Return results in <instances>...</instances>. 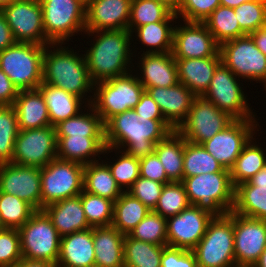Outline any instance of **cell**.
Masks as SVG:
<instances>
[{
  "label": "cell",
  "mask_w": 266,
  "mask_h": 267,
  "mask_svg": "<svg viewBox=\"0 0 266 267\" xmlns=\"http://www.w3.org/2000/svg\"><path fill=\"white\" fill-rule=\"evenodd\" d=\"M254 136L243 147L242 152L229 170L234 187L248 181L266 164V149L254 142ZM265 151V152H264Z\"/></svg>",
  "instance_id": "d590c367"
},
{
  "label": "cell",
  "mask_w": 266,
  "mask_h": 267,
  "mask_svg": "<svg viewBox=\"0 0 266 267\" xmlns=\"http://www.w3.org/2000/svg\"><path fill=\"white\" fill-rule=\"evenodd\" d=\"M16 0H0V9L6 5L11 4L12 2H15Z\"/></svg>",
  "instance_id": "003e7915"
},
{
  "label": "cell",
  "mask_w": 266,
  "mask_h": 267,
  "mask_svg": "<svg viewBox=\"0 0 266 267\" xmlns=\"http://www.w3.org/2000/svg\"><path fill=\"white\" fill-rule=\"evenodd\" d=\"M251 185H264L266 186V164L258 171L252 178L248 180Z\"/></svg>",
  "instance_id": "6125c7cd"
},
{
  "label": "cell",
  "mask_w": 266,
  "mask_h": 267,
  "mask_svg": "<svg viewBox=\"0 0 266 267\" xmlns=\"http://www.w3.org/2000/svg\"><path fill=\"white\" fill-rule=\"evenodd\" d=\"M178 17L167 5L153 0H132L128 30L132 31L142 25L173 21Z\"/></svg>",
  "instance_id": "ab89813d"
},
{
  "label": "cell",
  "mask_w": 266,
  "mask_h": 267,
  "mask_svg": "<svg viewBox=\"0 0 266 267\" xmlns=\"http://www.w3.org/2000/svg\"><path fill=\"white\" fill-rule=\"evenodd\" d=\"M222 62L214 71L212 80L206 92L202 95L211 101L222 112L234 120L256 119L251 109L247 95L243 92L240 79ZM247 99V100H246ZM250 107V108H249ZM254 114V115H253Z\"/></svg>",
  "instance_id": "9c48e42d"
},
{
  "label": "cell",
  "mask_w": 266,
  "mask_h": 267,
  "mask_svg": "<svg viewBox=\"0 0 266 267\" xmlns=\"http://www.w3.org/2000/svg\"><path fill=\"white\" fill-rule=\"evenodd\" d=\"M257 0H220V4L225 7L236 8L242 3L252 2Z\"/></svg>",
  "instance_id": "be15d7a7"
},
{
  "label": "cell",
  "mask_w": 266,
  "mask_h": 267,
  "mask_svg": "<svg viewBox=\"0 0 266 267\" xmlns=\"http://www.w3.org/2000/svg\"><path fill=\"white\" fill-rule=\"evenodd\" d=\"M167 5L173 12H175L177 0H153Z\"/></svg>",
  "instance_id": "03108f58"
},
{
  "label": "cell",
  "mask_w": 266,
  "mask_h": 267,
  "mask_svg": "<svg viewBox=\"0 0 266 267\" xmlns=\"http://www.w3.org/2000/svg\"><path fill=\"white\" fill-rule=\"evenodd\" d=\"M221 62L239 79L264 83L266 90V55L256 46L250 35L220 45Z\"/></svg>",
  "instance_id": "8fae6325"
},
{
  "label": "cell",
  "mask_w": 266,
  "mask_h": 267,
  "mask_svg": "<svg viewBox=\"0 0 266 267\" xmlns=\"http://www.w3.org/2000/svg\"><path fill=\"white\" fill-rule=\"evenodd\" d=\"M151 210L140 200L124 191L114 202L112 226L123 234H129Z\"/></svg>",
  "instance_id": "e575fe53"
},
{
  "label": "cell",
  "mask_w": 266,
  "mask_h": 267,
  "mask_svg": "<svg viewBox=\"0 0 266 267\" xmlns=\"http://www.w3.org/2000/svg\"><path fill=\"white\" fill-rule=\"evenodd\" d=\"M13 107L19 130L50 126L48 108L39 89L19 91Z\"/></svg>",
  "instance_id": "484cf974"
},
{
  "label": "cell",
  "mask_w": 266,
  "mask_h": 267,
  "mask_svg": "<svg viewBox=\"0 0 266 267\" xmlns=\"http://www.w3.org/2000/svg\"><path fill=\"white\" fill-rule=\"evenodd\" d=\"M63 45L50 43L45 46L42 83L80 97L86 105L91 104L94 83L90 78L85 56ZM87 93L92 95L87 97Z\"/></svg>",
  "instance_id": "7a4b0ae2"
},
{
  "label": "cell",
  "mask_w": 266,
  "mask_h": 267,
  "mask_svg": "<svg viewBox=\"0 0 266 267\" xmlns=\"http://www.w3.org/2000/svg\"><path fill=\"white\" fill-rule=\"evenodd\" d=\"M167 218L153 211L130 231V237L160 246H167Z\"/></svg>",
  "instance_id": "7dc6e473"
},
{
  "label": "cell",
  "mask_w": 266,
  "mask_h": 267,
  "mask_svg": "<svg viewBox=\"0 0 266 267\" xmlns=\"http://www.w3.org/2000/svg\"><path fill=\"white\" fill-rule=\"evenodd\" d=\"M183 157V178L204 173L229 171L207 152L202 144L186 141Z\"/></svg>",
  "instance_id": "b9f144b4"
},
{
  "label": "cell",
  "mask_w": 266,
  "mask_h": 267,
  "mask_svg": "<svg viewBox=\"0 0 266 267\" xmlns=\"http://www.w3.org/2000/svg\"><path fill=\"white\" fill-rule=\"evenodd\" d=\"M165 184L147 178L139 177L127 190L132 196L140 200L146 207L153 211L160 198Z\"/></svg>",
  "instance_id": "f5cc1de1"
},
{
  "label": "cell",
  "mask_w": 266,
  "mask_h": 267,
  "mask_svg": "<svg viewBox=\"0 0 266 267\" xmlns=\"http://www.w3.org/2000/svg\"><path fill=\"white\" fill-rule=\"evenodd\" d=\"M234 13L246 35L266 26V0L242 3L234 8Z\"/></svg>",
  "instance_id": "681fc988"
},
{
  "label": "cell",
  "mask_w": 266,
  "mask_h": 267,
  "mask_svg": "<svg viewBox=\"0 0 266 267\" xmlns=\"http://www.w3.org/2000/svg\"><path fill=\"white\" fill-rule=\"evenodd\" d=\"M86 107V113L82 109L76 116L57 124L56 137H105V123L102 118L90 104Z\"/></svg>",
  "instance_id": "d6a6232c"
},
{
  "label": "cell",
  "mask_w": 266,
  "mask_h": 267,
  "mask_svg": "<svg viewBox=\"0 0 266 267\" xmlns=\"http://www.w3.org/2000/svg\"><path fill=\"white\" fill-rule=\"evenodd\" d=\"M79 1H81V2L84 3L85 5H87V4L90 2V0H79Z\"/></svg>",
  "instance_id": "a7ac6f4b"
},
{
  "label": "cell",
  "mask_w": 266,
  "mask_h": 267,
  "mask_svg": "<svg viewBox=\"0 0 266 267\" xmlns=\"http://www.w3.org/2000/svg\"><path fill=\"white\" fill-rule=\"evenodd\" d=\"M188 200L191 205L221 217L233 211L235 187L229 171L204 173L183 178Z\"/></svg>",
  "instance_id": "3957f363"
},
{
  "label": "cell",
  "mask_w": 266,
  "mask_h": 267,
  "mask_svg": "<svg viewBox=\"0 0 266 267\" xmlns=\"http://www.w3.org/2000/svg\"><path fill=\"white\" fill-rule=\"evenodd\" d=\"M18 229L0 230V267L16 266L22 259Z\"/></svg>",
  "instance_id": "816d5d0a"
},
{
  "label": "cell",
  "mask_w": 266,
  "mask_h": 267,
  "mask_svg": "<svg viewBox=\"0 0 266 267\" xmlns=\"http://www.w3.org/2000/svg\"><path fill=\"white\" fill-rule=\"evenodd\" d=\"M3 229V225H2V222L0 220V230Z\"/></svg>",
  "instance_id": "89a4df30"
},
{
  "label": "cell",
  "mask_w": 266,
  "mask_h": 267,
  "mask_svg": "<svg viewBox=\"0 0 266 267\" xmlns=\"http://www.w3.org/2000/svg\"><path fill=\"white\" fill-rule=\"evenodd\" d=\"M57 158L87 165L99 161L106 147L105 137H56Z\"/></svg>",
  "instance_id": "83f0119b"
},
{
  "label": "cell",
  "mask_w": 266,
  "mask_h": 267,
  "mask_svg": "<svg viewBox=\"0 0 266 267\" xmlns=\"http://www.w3.org/2000/svg\"><path fill=\"white\" fill-rule=\"evenodd\" d=\"M191 204L182 182L165 184L153 212L168 218L179 214Z\"/></svg>",
  "instance_id": "bcb514c9"
},
{
  "label": "cell",
  "mask_w": 266,
  "mask_h": 267,
  "mask_svg": "<svg viewBox=\"0 0 266 267\" xmlns=\"http://www.w3.org/2000/svg\"><path fill=\"white\" fill-rule=\"evenodd\" d=\"M145 91L158 104L164 119L176 130L186 119L196 95L184 84L152 87Z\"/></svg>",
  "instance_id": "44dd1931"
},
{
  "label": "cell",
  "mask_w": 266,
  "mask_h": 267,
  "mask_svg": "<svg viewBox=\"0 0 266 267\" xmlns=\"http://www.w3.org/2000/svg\"><path fill=\"white\" fill-rule=\"evenodd\" d=\"M46 38L51 43L69 42L79 32L84 34L86 5L79 0H39Z\"/></svg>",
  "instance_id": "52a82bcc"
},
{
  "label": "cell",
  "mask_w": 266,
  "mask_h": 267,
  "mask_svg": "<svg viewBox=\"0 0 266 267\" xmlns=\"http://www.w3.org/2000/svg\"><path fill=\"white\" fill-rule=\"evenodd\" d=\"M175 130L166 120L136 122L133 128V141L124 149L136 159L145 158L154 153L155 144Z\"/></svg>",
  "instance_id": "f1b7e54d"
},
{
  "label": "cell",
  "mask_w": 266,
  "mask_h": 267,
  "mask_svg": "<svg viewBox=\"0 0 266 267\" xmlns=\"http://www.w3.org/2000/svg\"><path fill=\"white\" fill-rule=\"evenodd\" d=\"M16 42L46 46L43 13L39 0H16L1 8Z\"/></svg>",
  "instance_id": "5bb4252c"
},
{
  "label": "cell",
  "mask_w": 266,
  "mask_h": 267,
  "mask_svg": "<svg viewBox=\"0 0 266 267\" xmlns=\"http://www.w3.org/2000/svg\"><path fill=\"white\" fill-rule=\"evenodd\" d=\"M37 210L17 196L0 192V220L4 228L19 229Z\"/></svg>",
  "instance_id": "7bdbcfd3"
},
{
  "label": "cell",
  "mask_w": 266,
  "mask_h": 267,
  "mask_svg": "<svg viewBox=\"0 0 266 267\" xmlns=\"http://www.w3.org/2000/svg\"><path fill=\"white\" fill-rule=\"evenodd\" d=\"M183 22L182 26H174L172 49L174 58H205L219 53L220 45L203 22Z\"/></svg>",
  "instance_id": "ac0fdd59"
},
{
  "label": "cell",
  "mask_w": 266,
  "mask_h": 267,
  "mask_svg": "<svg viewBox=\"0 0 266 267\" xmlns=\"http://www.w3.org/2000/svg\"><path fill=\"white\" fill-rule=\"evenodd\" d=\"M233 212L266 221V186L248 181L237 185Z\"/></svg>",
  "instance_id": "836d02e7"
},
{
  "label": "cell",
  "mask_w": 266,
  "mask_h": 267,
  "mask_svg": "<svg viewBox=\"0 0 266 267\" xmlns=\"http://www.w3.org/2000/svg\"><path fill=\"white\" fill-rule=\"evenodd\" d=\"M45 46L16 42L0 52V68L21 90L38 89L42 83Z\"/></svg>",
  "instance_id": "5b68a950"
},
{
  "label": "cell",
  "mask_w": 266,
  "mask_h": 267,
  "mask_svg": "<svg viewBox=\"0 0 266 267\" xmlns=\"http://www.w3.org/2000/svg\"><path fill=\"white\" fill-rule=\"evenodd\" d=\"M266 248V221L234 213L236 267H252Z\"/></svg>",
  "instance_id": "e0dca14e"
},
{
  "label": "cell",
  "mask_w": 266,
  "mask_h": 267,
  "mask_svg": "<svg viewBox=\"0 0 266 267\" xmlns=\"http://www.w3.org/2000/svg\"><path fill=\"white\" fill-rule=\"evenodd\" d=\"M219 5L220 0H177L175 14L183 21L203 22Z\"/></svg>",
  "instance_id": "f907efd6"
},
{
  "label": "cell",
  "mask_w": 266,
  "mask_h": 267,
  "mask_svg": "<svg viewBox=\"0 0 266 267\" xmlns=\"http://www.w3.org/2000/svg\"><path fill=\"white\" fill-rule=\"evenodd\" d=\"M252 267H266V248Z\"/></svg>",
  "instance_id": "e7e4bbea"
},
{
  "label": "cell",
  "mask_w": 266,
  "mask_h": 267,
  "mask_svg": "<svg viewBox=\"0 0 266 267\" xmlns=\"http://www.w3.org/2000/svg\"><path fill=\"white\" fill-rule=\"evenodd\" d=\"M56 158L55 127L19 130L11 163L42 168Z\"/></svg>",
  "instance_id": "4fadbf2b"
},
{
  "label": "cell",
  "mask_w": 266,
  "mask_h": 267,
  "mask_svg": "<svg viewBox=\"0 0 266 267\" xmlns=\"http://www.w3.org/2000/svg\"><path fill=\"white\" fill-rule=\"evenodd\" d=\"M137 113L140 123L150 120H165L158 104L144 91L141 95L139 103L133 108Z\"/></svg>",
  "instance_id": "9f6ffc18"
},
{
  "label": "cell",
  "mask_w": 266,
  "mask_h": 267,
  "mask_svg": "<svg viewBox=\"0 0 266 267\" xmlns=\"http://www.w3.org/2000/svg\"><path fill=\"white\" fill-rule=\"evenodd\" d=\"M84 34H88V37L96 36L90 48L84 51L89 75L94 84L133 71L131 57L134 56L130 45L134 38L129 30L90 31Z\"/></svg>",
  "instance_id": "6da1fadb"
},
{
  "label": "cell",
  "mask_w": 266,
  "mask_h": 267,
  "mask_svg": "<svg viewBox=\"0 0 266 267\" xmlns=\"http://www.w3.org/2000/svg\"><path fill=\"white\" fill-rule=\"evenodd\" d=\"M178 68L179 83L184 84L196 96L208 89L217 66L221 63L220 52L213 57L174 58Z\"/></svg>",
  "instance_id": "cb8c5ba5"
},
{
  "label": "cell",
  "mask_w": 266,
  "mask_h": 267,
  "mask_svg": "<svg viewBox=\"0 0 266 267\" xmlns=\"http://www.w3.org/2000/svg\"><path fill=\"white\" fill-rule=\"evenodd\" d=\"M186 140L173 130L164 139L155 144L154 153L162 163L170 182H182L184 145Z\"/></svg>",
  "instance_id": "4dcf8cb0"
},
{
  "label": "cell",
  "mask_w": 266,
  "mask_h": 267,
  "mask_svg": "<svg viewBox=\"0 0 266 267\" xmlns=\"http://www.w3.org/2000/svg\"><path fill=\"white\" fill-rule=\"evenodd\" d=\"M93 266H95L93 228L61 237L56 267Z\"/></svg>",
  "instance_id": "603a6c76"
},
{
  "label": "cell",
  "mask_w": 266,
  "mask_h": 267,
  "mask_svg": "<svg viewBox=\"0 0 266 267\" xmlns=\"http://www.w3.org/2000/svg\"><path fill=\"white\" fill-rule=\"evenodd\" d=\"M171 23L172 21H160L145 24L135 28L131 34L137 33L135 35L141 45L148 47L143 53L172 52L174 26Z\"/></svg>",
  "instance_id": "8d00e7d4"
},
{
  "label": "cell",
  "mask_w": 266,
  "mask_h": 267,
  "mask_svg": "<svg viewBox=\"0 0 266 267\" xmlns=\"http://www.w3.org/2000/svg\"><path fill=\"white\" fill-rule=\"evenodd\" d=\"M140 177L168 184L170 181L158 156L153 153L139 160Z\"/></svg>",
  "instance_id": "11a10c76"
},
{
  "label": "cell",
  "mask_w": 266,
  "mask_h": 267,
  "mask_svg": "<svg viewBox=\"0 0 266 267\" xmlns=\"http://www.w3.org/2000/svg\"><path fill=\"white\" fill-rule=\"evenodd\" d=\"M210 213L190 205L179 214L167 218V246L192 250L204 236Z\"/></svg>",
  "instance_id": "2e32d148"
},
{
  "label": "cell",
  "mask_w": 266,
  "mask_h": 267,
  "mask_svg": "<svg viewBox=\"0 0 266 267\" xmlns=\"http://www.w3.org/2000/svg\"><path fill=\"white\" fill-rule=\"evenodd\" d=\"M124 238L112 225L93 227L95 266L124 267Z\"/></svg>",
  "instance_id": "4316f807"
},
{
  "label": "cell",
  "mask_w": 266,
  "mask_h": 267,
  "mask_svg": "<svg viewBox=\"0 0 266 267\" xmlns=\"http://www.w3.org/2000/svg\"><path fill=\"white\" fill-rule=\"evenodd\" d=\"M18 231L23 258L57 264L61 236L43 210H37Z\"/></svg>",
  "instance_id": "ba28073f"
},
{
  "label": "cell",
  "mask_w": 266,
  "mask_h": 267,
  "mask_svg": "<svg viewBox=\"0 0 266 267\" xmlns=\"http://www.w3.org/2000/svg\"><path fill=\"white\" fill-rule=\"evenodd\" d=\"M79 196L86 220L91 228L112 225L114 210V202L112 200L84 190Z\"/></svg>",
  "instance_id": "f6af8a7d"
},
{
  "label": "cell",
  "mask_w": 266,
  "mask_h": 267,
  "mask_svg": "<svg viewBox=\"0 0 266 267\" xmlns=\"http://www.w3.org/2000/svg\"><path fill=\"white\" fill-rule=\"evenodd\" d=\"M17 267H56L55 264L46 262V261H38V260H29L26 258H22L16 265Z\"/></svg>",
  "instance_id": "94428289"
},
{
  "label": "cell",
  "mask_w": 266,
  "mask_h": 267,
  "mask_svg": "<svg viewBox=\"0 0 266 267\" xmlns=\"http://www.w3.org/2000/svg\"><path fill=\"white\" fill-rule=\"evenodd\" d=\"M17 114L13 106H0V164L12 161L18 135Z\"/></svg>",
  "instance_id": "c3c4849f"
},
{
  "label": "cell",
  "mask_w": 266,
  "mask_h": 267,
  "mask_svg": "<svg viewBox=\"0 0 266 267\" xmlns=\"http://www.w3.org/2000/svg\"><path fill=\"white\" fill-rule=\"evenodd\" d=\"M18 89L0 68V106H13Z\"/></svg>",
  "instance_id": "6f0895ef"
},
{
  "label": "cell",
  "mask_w": 266,
  "mask_h": 267,
  "mask_svg": "<svg viewBox=\"0 0 266 267\" xmlns=\"http://www.w3.org/2000/svg\"><path fill=\"white\" fill-rule=\"evenodd\" d=\"M84 165L58 158L41 168V210L54 202L79 196L83 191Z\"/></svg>",
  "instance_id": "30bf717a"
},
{
  "label": "cell",
  "mask_w": 266,
  "mask_h": 267,
  "mask_svg": "<svg viewBox=\"0 0 266 267\" xmlns=\"http://www.w3.org/2000/svg\"><path fill=\"white\" fill-rule=\"evenodd\" d=\"M233 121V118L218 109L211 101L196 96L189 114L176 130L186 141L202 144Z\"/></svg>",
  "instance_id": "7c38bea8"
},
{
  "label": "cell",
  "mask_w": 266,
  "mask_h": 267,
  "mask_svg": "<svg viewBox=\"0 0 266 267\" xmlns=\"http://www.w3.org/2000/svg\"><path fill=\"white\" fill-rule=\"evenodd\" d=\"M161 267H197L192 250L165 246L161 256Z\"/></svg>",
  "instance_id": "db71d44e"
},
{
  "label": "cell",
  "mask_w": 266,
  "mask_h": 267,
  "mask_svg": "<svg viewBox=\"0 0 266 267\" xmlns=\"http://www.w3.org/2000/svg\"><path fill=\"white\" fill-rule=\"evenodd\" d=\"M103 161L91 162L84 166L83 190L115 202L124 191Z\"/></svg>",
  "instance_id": "1f68e13d"
},
{
  "label": "cell",
  "mask_w": 266,
  "mask_h": 267,
  "mask_svg": "<svg viewBox=\"0 0 266 267\" xmlns=\"http://www.w3.org/2000/svg\"><path fill=\"white\" fill-rule=\"evenodd\" d=\"M197 267H236L234 255V212L213 217L206 232L192 249Z\"/></svg>",
  "instance_id": "277c9868"
},
{
  "label": "cell",
  "mask_w": 266,
  "mask_h": 267,
  "mask_svg": "<svg viewBox=\"0 0 266 267\" xmlns=\"http://www.w3.org/2000/svg\"><path fill=\"white\" fill-rule=\"evenodd\" d=\"M132 73L134 72L94 84L90 105L104 123L118 113L133 109L139 103L145 89Z\"/></svg>",
  "instance_id": "8992f818"
},
{
  "label": "cell",
  "mask_w": 266,
  "mask_h": 267,
  "mask_svg": "<svg viewBox=\"0 0 266 267\" xmlns=\"http://www.w3.org/2000/svg\"><path fill=\"white\" fill-rule=\"evenodd\" d=\"M165 246L136 240L128 234L124 238V267H161Z\"/></svg>",
  "instance_id": "74e56055"
},
{
  "label": "cell",
  "mask_w": 266,
  "mask_h": 267,
  "mask_svg": "<svg viewBox=\"0 0 266 267\" xmlns=\"http://www.w3.org/2000/svg\"><path fill=\"white\" fill-rule=\"evenodd\" d=\"M16 43L12 31L0 9V52Z\"/></svg>",
  "instance_id": "680465c9"
},
{
  "label": "cell",
  "mask_w": 266,
  "mask_h": 267,
  "mask_svg": "<svg viewBox=\"0 0 266 267\" xmlns=\"http://www.w3.org/2000/svg\"><path fill=\"white\" fill-rule=\"evenodd\" d=\"M0 192L17 196L41 210V168L1 163Z\"/></svg>",
  "instance_id": "d6986e66"
},
{
  "label": "cell",
  "mask_w": 266,
  "mask_h": 267,
  "mask_svg": "<svg viewBox=\"0 0 266 267\" xmlns=\"http://www.w3.org/2000/svg\"><path fill=\"white\" fill-rule=\"evenodd\" d=\"M203 23L219 45L246 35L240 28L234 8L219 5Z\"/></svg>",
  "instance_id": "f35d334b"
},
{
  "label": "cell",
  "mask_w": 266,
  "mask_h": 267,
  "mask_svg": "<svg viewBox=\"0 0 266 267\" xmlns=\"http://www.w3.org/2000/svg\"><path fill=\"white\" fill-rule=\"evenodd\" d=\"M140 122L137 113L133 110L118 113L105 123L106 146L117 150L124 149L133 141V128Z\"/></svg>",
  "instance_id": "60d3db41"
},
{
  "label": "cell",
  "mask_w": 266,
  "mask_h": 267,
  "mask_svg": "<svg viewBox=\"0 0 266 267\" xmlns=\"http://www.w3.org/2000/svg\"><path fill=\"white\" fill-rule=\"evenodd\" d=\"M42 210L51 219L61 237L91 228L86 220L80 196L51 203Z\"/></svg>",
  "instance_id": "d4e9b609"
},
{
  "label": "cell",
  "mask_w": 266,
  "mask_h": 267,
  "mask_svg": "<svg viewBox=\"0 0 266 267\" xmlns=\"http://www.w3.org/2000/svg\"><path fill=\"white\" fill-rule=\"evenodd\" d=\"M111 150V151H110ZM113 151H117L116 155L122 153L119 156H116L117 159L112 162H105L117 184L123 191H127L135 182L136 179L140 177V164L139 159L129 155L125 151L117 150L113 147L106 146L103 153L107 155ZM119 151V152H118ZM115 161V162H114Z\"/></svg>",
  "instance_id": "ee69618b"
},
{
  "label": "cell",
  "mask_w": 266,
  "mask_h": 267,
  "mask_svg": "<svg viewBox=\"0 0 266 267\" xmlns=\"http://www.w3.org/2000/svg\"><path fill=\"white\" fill-rule=\"evenodd\" d=\"M256 120H234L213 138L202 143V146L224 168L230 170L243 147L259 131L257 127L259 124Z\"/></svg>",
  "instance_id": "9a60e30c"
},
{
  "label": "cell",
  "mask_w": 266,
  "mask_h": 267,
  "mask_svg": "<svg viewBox=\"0 0 266 267\" xmlns=\"http://www.w3.org/2000/svg\"><path fill=\"white\" fill-rule=\"evenodd\" d=\"M257 48L266 55V26L261 27L250 34Z\"/></svg>",
  "instance_id": "91938a15"
},
{
  "label": "cell",
  "mask_w": 266,
  "mask_h": 267,
  "mask_svg": "<svg viewBox=\"0 0 266 267\" xmlns=\"http://www.w3.org/2000/svg\"><path fill=\"white\" fill-rule=\"evenodd\" d=\"M132 0H90L86 5L85 32L128 30Z\"/></svg>",
  "instance_id": "ffe728a7"
},
{
  "label": "cell",
  "mask_w": 266,
  "mask_h": 267,
  "mask_svg": "<svg viewBox=\"0 0 266 267\" xmlns=\"http://www.w3.org/2000/svg\"><path fill=\"white\" fill-rule=\"evenodd\" d=\"M136 63L141 72L136 73L144 89L152 87H171L179 83L178 68L172 52L142 53ZM141 64V65H140Z\"/></svg>",
  "instance_id": "7402d4cb"
},
{
  "label": "cell",
  "mask_w": 266,
  "mask_h": 267,
  "mask_svg": "<svg viewBox=\"0 0 266 267\" xmlns=\"http://www.w3.org/2000/svg\"><path fill=\"white\" fill-rule=\"evenodd\" d=\"M38 89L45 99L50 125L53 127L70 117L76 116L84 106H87L83 105L85 102L80 97L52 85L41 83Z\"/></svg>",
  "instance_id": "f546056e"
}]
</instances>
